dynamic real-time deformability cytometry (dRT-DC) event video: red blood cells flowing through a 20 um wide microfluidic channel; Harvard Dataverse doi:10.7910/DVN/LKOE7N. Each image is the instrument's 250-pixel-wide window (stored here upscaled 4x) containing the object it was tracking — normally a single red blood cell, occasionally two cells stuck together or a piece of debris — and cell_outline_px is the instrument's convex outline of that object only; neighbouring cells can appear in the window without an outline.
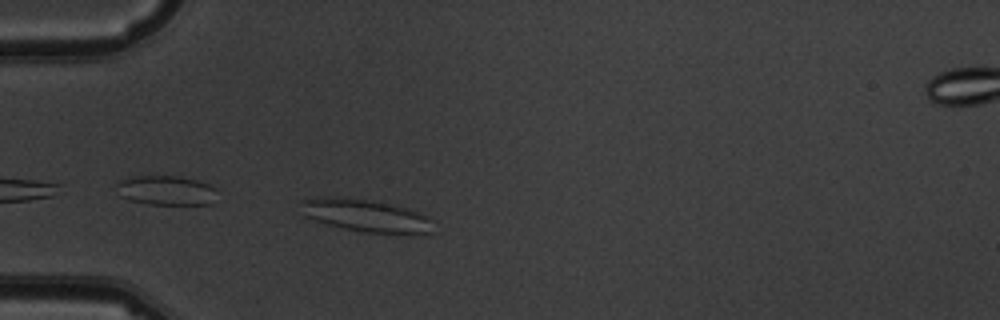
{"species": "common noctule bat (a hibernating species)", "species_latin": "Nyctalus noctula", "temperature_condition": "warm", "stored_images_in_passage": 4, "camera_frame_rate_fps": 3000, "um_per_image_px": 0.085, "animal": {"sex": "male", "body_mass_g": 19.5, "forearm_length_mm": 54.6}, "frame": {"image": 1, "passage_image": 3, "time_ms": 2.333, "image_size_px": [1000, 320], "cell_outline_px": [[428, 232], [368, 232], [344, 228], [328, 224], [316, 220], [308, 216], [296, 200], [316, 196], [336, 196], [376, 200], [408, 208], [420, 212], [428, 220]], "centroid_in_image_um": [30.93, 18.24], "position_along_channel_um": 54.1, "area_um2": 24.45}}